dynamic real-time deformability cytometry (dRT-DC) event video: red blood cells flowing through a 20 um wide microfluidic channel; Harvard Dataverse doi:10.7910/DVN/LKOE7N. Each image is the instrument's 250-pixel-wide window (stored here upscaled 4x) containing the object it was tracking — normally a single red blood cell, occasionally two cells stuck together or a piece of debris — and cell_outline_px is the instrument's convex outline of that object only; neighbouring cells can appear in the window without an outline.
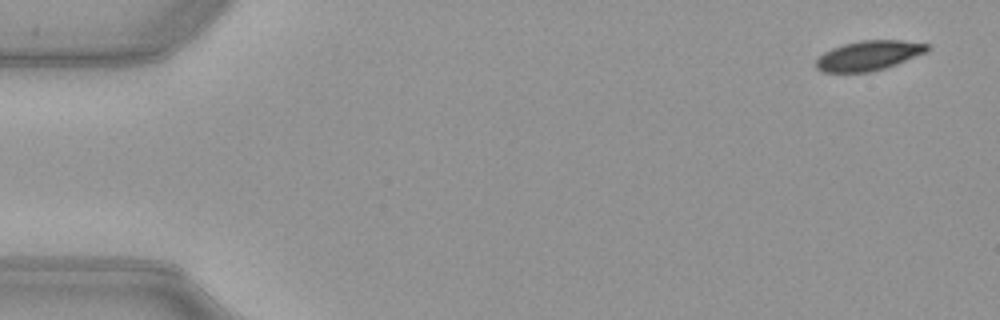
{"species": "common noctule bat (a hibernating species)", "species_latin": "Nyctalus noctula", "temperature_condition": "warm", "stored_images_in_passage": 53, "camera_frame_rate_fps": 3000, "um_per_image_px": 0.085, "animal": {"sex": "female", "body_mass_g": 21.9}, "frame": {"image": 1, "passage_image": 3, "time_ms": 0.667, "image_size_px": [1000, 320], "cell_outline_px": [[932, 48], [928, 52], [896, 64], [884, 68], [868, 72], [820, 72], [816, 68], [816, 60], [824, 52], [832, 48], [844, 44], [860, 40], [900, 40], [928, 44]], "centroid_in_image_um": [73.86, 4.72], "position_along_channel_um": 11.1, "area_um2": 19.31}}
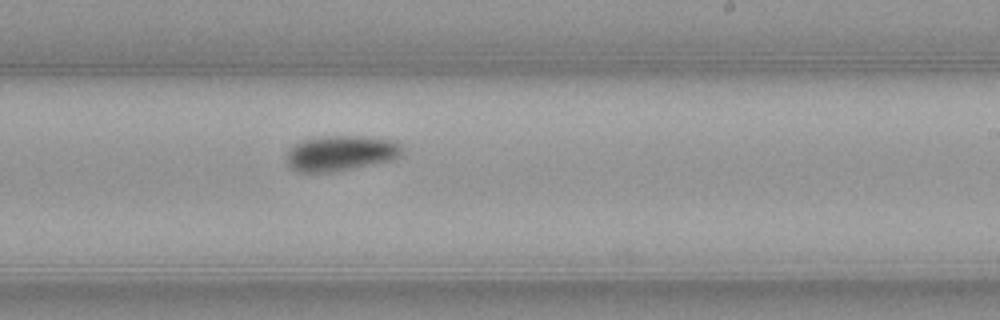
{"frame": {"image": 2, "passage_image": 32, "time_ms": 10.333, "image_size_px": [1000, 320], "cell_outline_px": [[404, 148], [400, 156], [392, 160], [336, 172], [296, 172], [284, 160], [288, 148], [304, 140], [328, 136], [360, 136], [392, 140], [400, 144]], "centroid_in_image_um": [28.95, 13.04], "position_along_channel_um": 260.1, "area_um2": 23.99}}
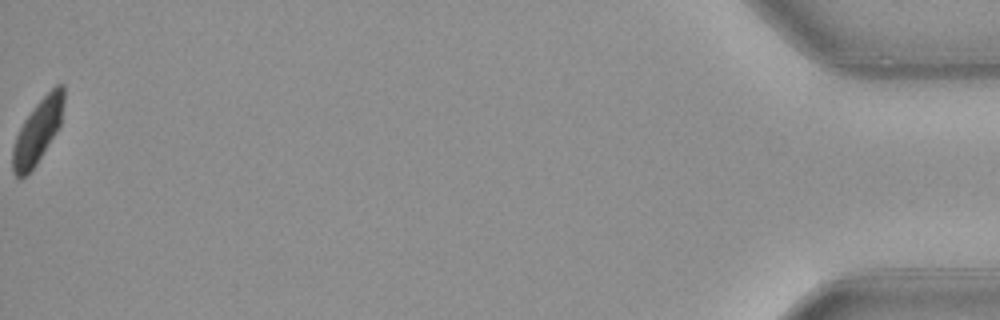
{"frame": {"image": 3, "passage_image": 53, "time_ms": 17.333, "image_size_px": [1000, 320], "cell_outline_px": [[64, 104], [60, 124], [56, 132], [36, 164], [20, 180], [12, 172], [12, 148], [16, 136], [24, 120], [36, 104], [56, 84], [64, 84]], "centroid_in_image_um": [3.19, 11.16], "position_along_channel_um": 432.0, "area_um2": 18.79}, "authors_computed_cell_mechanics": {"area_um2": 21.2704, "velocity_mm_per_s": 3.9651, "shape_relaxation_time_tau1_ms": 3.195, "shape_relaxation_time_tau2_ms": 4.3938, "deformation_change_tau1": 0.1113, "deformation_change_tau2": 0.0672}}